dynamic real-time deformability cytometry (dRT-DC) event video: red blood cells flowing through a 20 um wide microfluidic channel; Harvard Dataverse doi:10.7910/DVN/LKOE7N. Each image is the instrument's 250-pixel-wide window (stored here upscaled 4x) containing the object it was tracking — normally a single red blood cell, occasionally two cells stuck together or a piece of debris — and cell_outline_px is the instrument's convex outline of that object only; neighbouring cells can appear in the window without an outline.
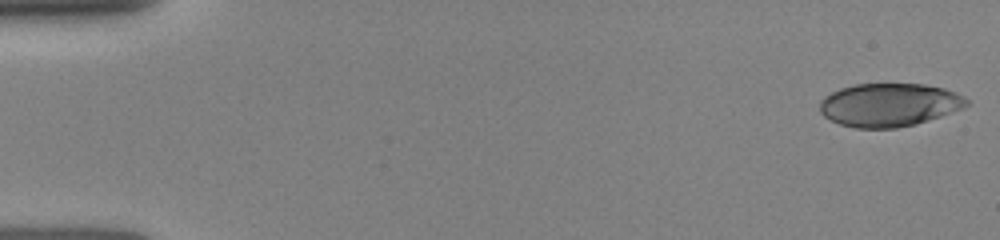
{"species": "human", "species_latin": "Homo sapiens", "temperature_condition": "room temperature", "stored_images_in_passage": 47, "camera_frame_rate_fps": 3000, "um_per_image_px": 0.085, "donor": {"sex": "female"}, "frame": {"image": 1, "passage_image": 1, "time_ms": 0.0, "image_size_px": [1000, 240], "cell_outline_px": [[968, 104], [964, 108], [916, 124], [896, 128], [856, 128], [840, 124], [824, 116], [820, 112], [820, 100], [824, 96], [840, 88], [856, 84], [924, 84], [944, 88], [956, 92], [964, 96], [968, 100]], "centroid_in_image_um": [75.59, 8.91], "position_along_channel_um": 9.4, "area_um2": 37.05}}
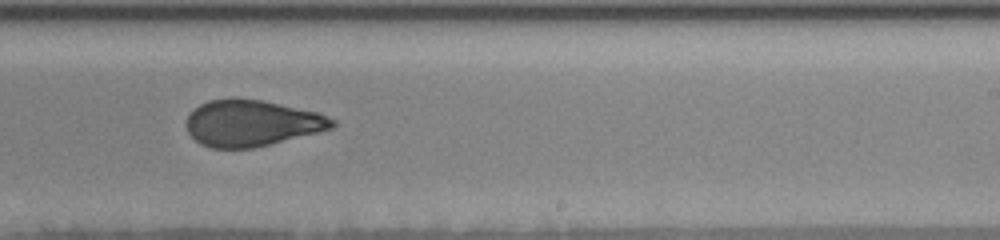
{"frame": {"image": 2, "passage_image": 20, "time_ms": 9.667, "image_size_px": [1000, 240], "cell_outline_px": [[336, 124], [332, 128], [252, 148], [212, 148], [200, 144], [188, 132], [188, 116], [200, 104], [208, 100], [232, 96], [236, 96], [264, 100], [316, 112], [336, 120]], "centroid_in_image_um": [21.37, 10.43], "position_along_channel_um": 267.6, "area_um2": 39.19}}
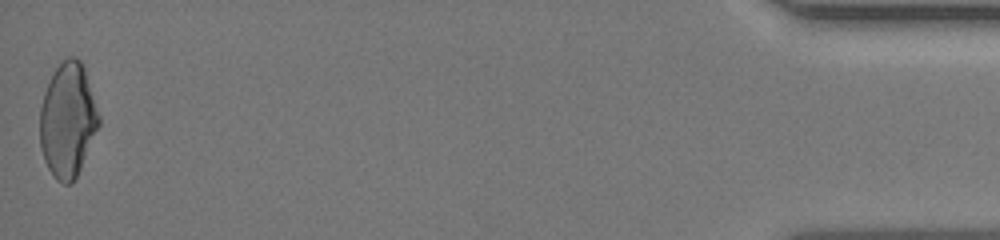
{"frame": {"image": 3, "passage_image": 47, "time_ms": 15.667, "image_size_px": [1000, 240], "cell_outline_px": [[100, 124], [80, 168], [76, 176], [68, 184], [64, 184], [56, 180], [52, 176], [44, 160], [40, 144], [40, 108], [44, 92], [56, 68], [68, 56], [76, 56], [80, 60], [84, 68], [100, 116]], "centroid_in_image_um": [5.75, 10.21], "position_along_channel_um": 429.4, "area_um2": 38.96}}